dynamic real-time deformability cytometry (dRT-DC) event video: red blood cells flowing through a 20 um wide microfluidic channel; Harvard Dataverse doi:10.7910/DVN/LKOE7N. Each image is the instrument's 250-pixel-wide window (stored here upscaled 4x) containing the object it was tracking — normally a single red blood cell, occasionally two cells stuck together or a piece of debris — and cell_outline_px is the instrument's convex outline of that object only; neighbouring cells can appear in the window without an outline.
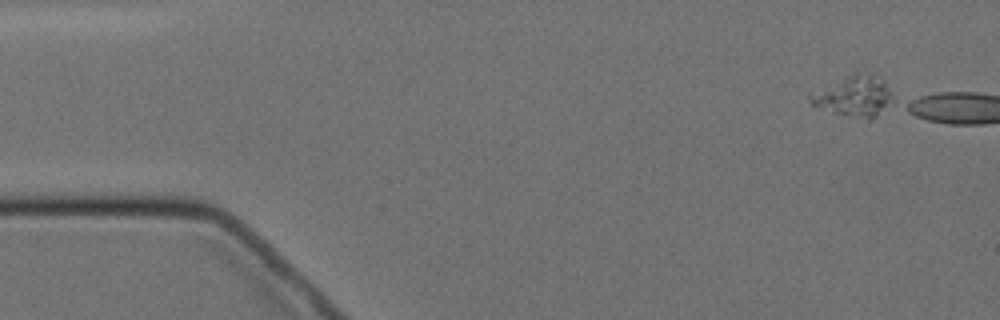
{"species": "Egyptian fruit bat (a non-hibernating species)", "species_latin": "Rousettus aegyptiacus", "temperature_condition": "cold", "stored_images_in_passage": 2, "camera_frame_rate_fps": 3000, "um_per_image_px": 0.085, "animal": {"sex": "female"}, "frame": {"image": 1, "passage_image": 1, "time_ms": 0.0, "image_size_px": [1000, 320], "cell_outline_px": [[892, 100], [872, 120], [868, 120], [848, 116], [832, 112], [812, 104], [808, 96], [852, 76], [872, 76], [884, 80], [892, 96]], "centroid_in_image_um": [72.65, 8.27], "position_along_channel_um": 12.4, "area_um2": 17.92}}